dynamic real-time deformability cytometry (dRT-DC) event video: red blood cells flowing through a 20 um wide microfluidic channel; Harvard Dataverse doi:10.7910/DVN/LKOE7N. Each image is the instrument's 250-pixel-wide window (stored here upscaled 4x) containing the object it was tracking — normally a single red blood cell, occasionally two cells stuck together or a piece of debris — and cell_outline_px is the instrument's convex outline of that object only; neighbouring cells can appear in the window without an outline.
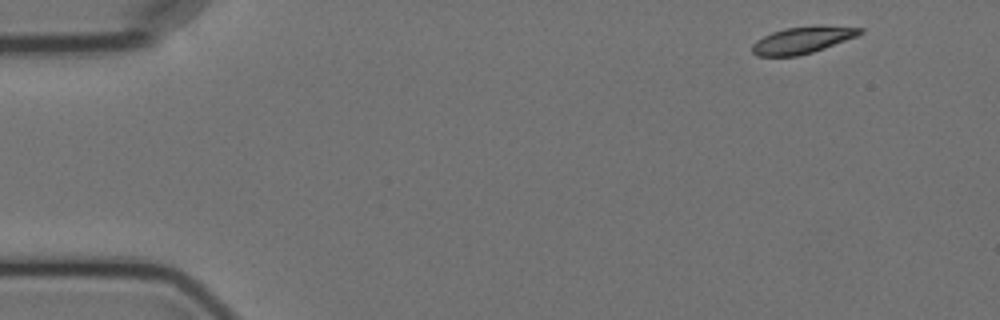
{"species": "Egyptian fruit bat (a non-hibernating species)", "species_latin": "Rousettus aegyptiacus", "temperature_condition": "cold", "stored_images_in_passage": 6, "camera_frame_rate_fps": 3000, "um_per_image_px": 0.085, "animal": {"sex": "female"}, "frame": {"image": 1, "passage_image": 1, "time_ms": 0.0, "image_size_px": [1000, 320], "cell_outline_px": [[864, 32], [856, 36], [824, 48], [812, 52], [796, 56], [756, 56], [752, 52], [752, 44], [756, 40], [772, 32], [788, 28], [812, 24], [816, 24], [864, 28]], "centroid_in_image_um": [68.22, 3.38], "position_along_channel_um": 16.8, "area_um2": 16.94}}
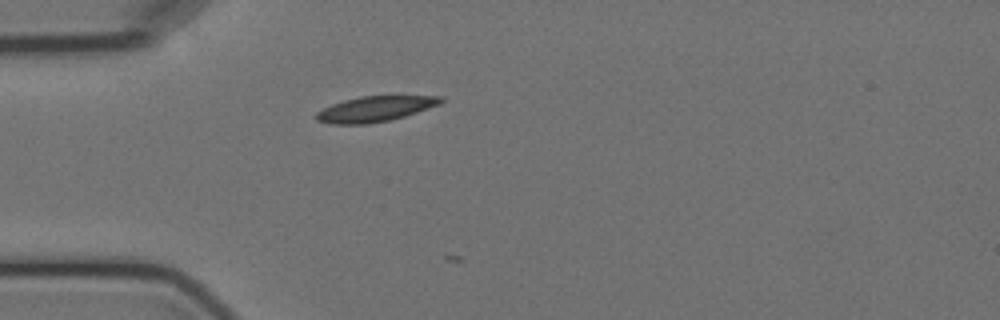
{"frame": {"image": 2, "passage_image": 4, "time_ms": 3.667, "image_size_px": [1000, 320], "cell_outline_px": [[444, 100], [440, 104], [404, 116], [388, 120], [368, 124], [332, 124], [316, 120], [316, 112], [332, 104], [344, 100], [360, 96], [444, 96]], "centroid_in_image_um": [31.87, 9.25], "position_along_channel_um": 53.1, "area_um2": 18.26}}